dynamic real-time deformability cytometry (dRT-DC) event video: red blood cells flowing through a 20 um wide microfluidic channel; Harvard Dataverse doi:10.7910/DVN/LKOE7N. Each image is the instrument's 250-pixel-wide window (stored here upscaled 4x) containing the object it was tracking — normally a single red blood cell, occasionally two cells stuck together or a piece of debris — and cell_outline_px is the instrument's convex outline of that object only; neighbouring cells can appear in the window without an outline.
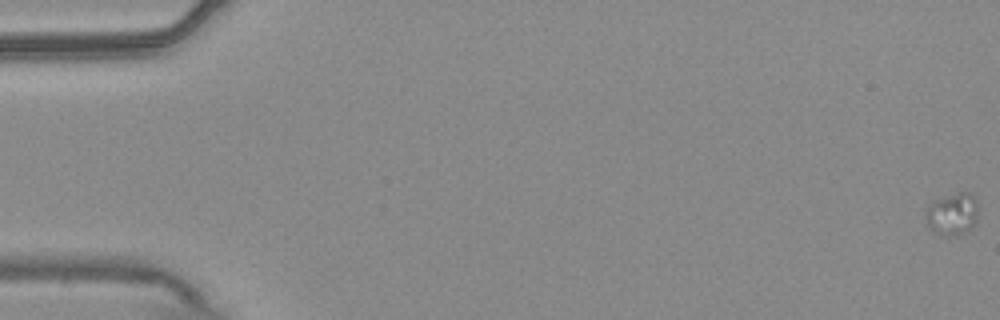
{"species": "common noctule bat (a hibernating species)", "species_latin": "Nyctalus noctula", "temperature_condition": "warm", "stored_images_in_passage": 25, "camera_frame_rate_fps": 3000, "um_per_image_px": 0.085, "animal": {"sex": "male", "body_mass_g": 20.4}, "frame": {"image": 1, "passage_image": 1, "time_ms": 0.0, "image_size_px": [1000, 320], "cell_outline_px": [[976, 220], [960, 236], [940, 236], [928, 224], [924, 216], [924, 208], [932, 200], [944, 196], [960, 192], [968, 192], [976, 200]], "centroid_in_image_um": [80.87, 18.18], "position_along_channel_um": 4.1, "area_um2": 12.95}}